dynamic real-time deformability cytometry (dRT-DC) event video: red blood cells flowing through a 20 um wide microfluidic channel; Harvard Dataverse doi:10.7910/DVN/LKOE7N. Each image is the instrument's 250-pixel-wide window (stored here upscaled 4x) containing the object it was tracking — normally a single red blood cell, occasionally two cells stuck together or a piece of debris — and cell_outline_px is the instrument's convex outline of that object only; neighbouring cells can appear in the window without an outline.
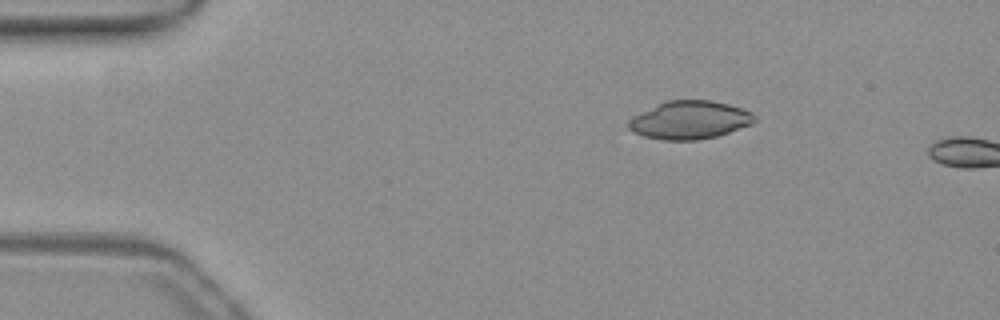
{"species": "common noctule bat (a hibernating species)", "species_latin": "Nyctalus noctula", "temperature_condition": "warm", "stored_images_in_passage": 4, "camera_frame_rate_fps": 3000, "um_per_image_px": 0.085, "animal": {"sex": "female", "body_mass_g": 19.3, "forearm_length_mm": 54.1}, "frame": {"image": 1, "passage_image": 1, "time_ms": 0.0, "image_size_px": [1000, 320], "cell_outline_px": [[756, 120], [752, 124], [716, 136], [696, 140], [664, 140], [644, 136], [632, 132], [628, 128], [628, 120], [632, 116], [668, 100], [708, 100], [728, 104], [744, 108], [752, 112], [756, 116]], "centroid_in_image_um": [58.63, 10.2], "position_along_channel_um": 26.4, "area_um2": 27.92}}